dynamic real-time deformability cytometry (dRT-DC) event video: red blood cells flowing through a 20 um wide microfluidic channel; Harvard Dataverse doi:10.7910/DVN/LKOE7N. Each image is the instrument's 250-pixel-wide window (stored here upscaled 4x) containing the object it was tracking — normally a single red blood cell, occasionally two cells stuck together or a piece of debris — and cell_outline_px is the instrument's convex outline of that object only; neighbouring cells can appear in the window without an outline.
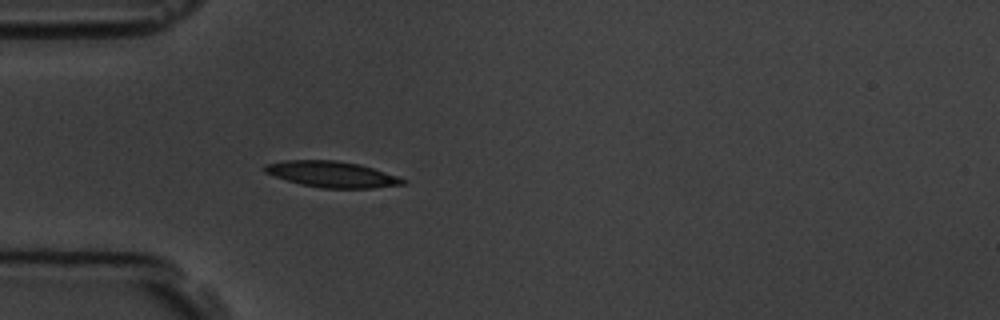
{"species": "common noctule bat (a hibernating species)", "species_latin": "Nyctalus noctula", "temperature_condition": "room temperature", "stored_images_in_passage": 4, "camera_frame_rate_fps": 3000, "um_per_image_px": 0.085, "animal": {"sex": "male", "body_mass_g": 19.5, "forearm_length_mm": 54.6}, "frame": {"image": 1, "passage_image": 4, "time_ms": 3.667, "image_size_px": [1000, 320], "cell_outline_px": [[408, 184], [372, 188], [320, 188], [300, 184], [264, 172], [260, 168], [264, 164], [284, 160], [336, 160], [360, 164], [408, 180]], "centroid_in_image_um": [28.2, 14.81], "position_along_channel_um": 56.8, "area_um2": 21.04}}